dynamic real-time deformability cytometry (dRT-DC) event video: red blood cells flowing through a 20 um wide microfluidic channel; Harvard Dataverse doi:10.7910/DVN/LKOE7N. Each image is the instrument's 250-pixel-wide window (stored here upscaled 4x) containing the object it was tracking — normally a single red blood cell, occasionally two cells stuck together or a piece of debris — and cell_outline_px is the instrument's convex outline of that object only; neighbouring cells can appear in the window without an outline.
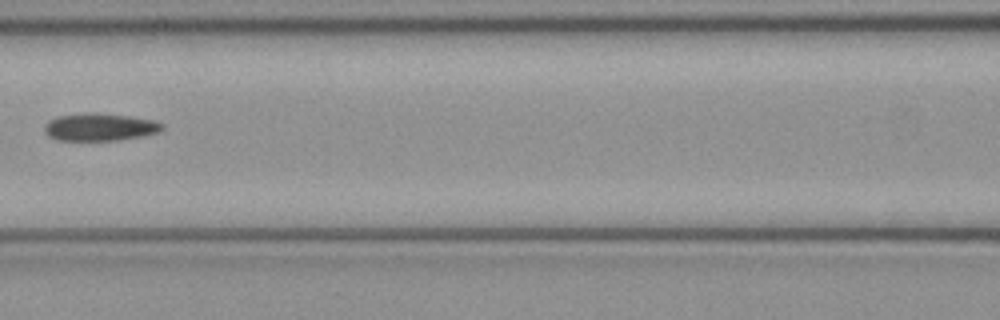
{"species": "common noctule bat (a hibernating species)", "species_latin": "Nyctalus noctula", "temperature_condition": "cold", "stored_images_in_passage": 6, "camera_frame_rate_fps": 3000, "um_per_image_px": 0.085, "animal": {"sex": "female", "body_mass_g": 21.9}, "frame": {"image": 1, "passage_image": 6, "time_ms": 1.667, "image_size_px": [1000, 320], "cell_outline_px": [[164, 128], [160, 132], [144, 136], [120, 140], [60, 140], [48, 136], [44, 132], [44, 124], [48, 120], [56, 116], [84, 112], [88, 112], [128, 116], [152, 120], [164, 124]], "centroid_in_image_um": [8.46, 10.8], "position_along_channel_um": 158.1, "area_um2": 19.07}}